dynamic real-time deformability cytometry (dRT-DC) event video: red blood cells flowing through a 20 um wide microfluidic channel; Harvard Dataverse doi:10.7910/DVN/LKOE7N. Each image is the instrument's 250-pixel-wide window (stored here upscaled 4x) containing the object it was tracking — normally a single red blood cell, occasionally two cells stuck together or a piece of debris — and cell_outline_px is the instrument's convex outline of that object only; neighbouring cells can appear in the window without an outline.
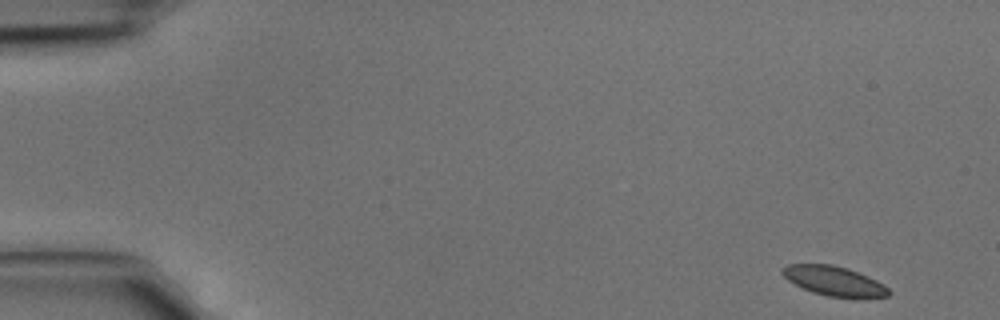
{"species": "common noctule bat (a hibernating species)", "species_latin": "Nyctalus noctula", "temperature_condition": "cold", "stored_images_in_passage": 4, "camera_frame_rate_fps": 3000, "um_per_image_px": 0.085, "animal": {"sex": "male", "body_mass_g": 15.6}, "frame": {"image": 1, "passage_image": 1, "time_ms": 0.0, "image_size_px": [1000, 320], "cell_outline_px": [[892, 292], [888, 296], [828, 296], [812, 292], [788, 280], [780, 272], [780, 268], [788, 264], [832, 264], [848, 268], [868, 276], [884, 284]], "centroid_in_image_um": [70.86, 23.84], "position_along_channel_um": 14.1, "area_um2": 17.98}}
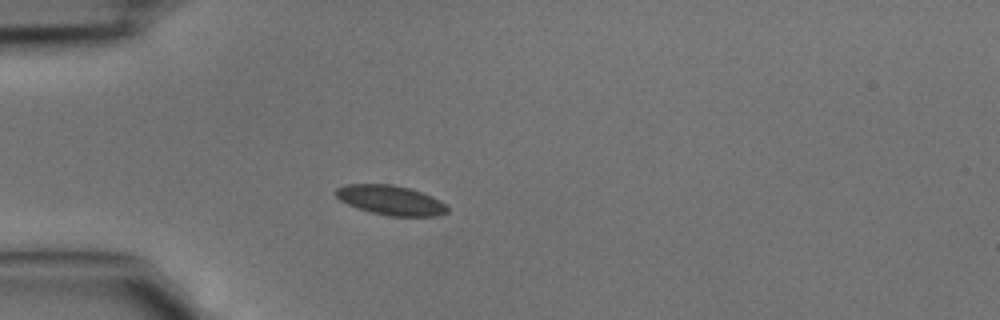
{"frame": {"image": 2, "passage_image": 4, "time_ms": 1.0, "image_size_px": [1000, 320], "cell_outline_px": [[448, 212], [440, 216], [388, 216], [356, 208], [340, 200], [332, 192], [336, 188], [344, 184], [392, 184], [408, 188], [432, 196], [448, 204]], "centroid_in_image_um": [33.2, 17.02], "position_along_channel_um": 51.8, "area_um2": 19.48}}